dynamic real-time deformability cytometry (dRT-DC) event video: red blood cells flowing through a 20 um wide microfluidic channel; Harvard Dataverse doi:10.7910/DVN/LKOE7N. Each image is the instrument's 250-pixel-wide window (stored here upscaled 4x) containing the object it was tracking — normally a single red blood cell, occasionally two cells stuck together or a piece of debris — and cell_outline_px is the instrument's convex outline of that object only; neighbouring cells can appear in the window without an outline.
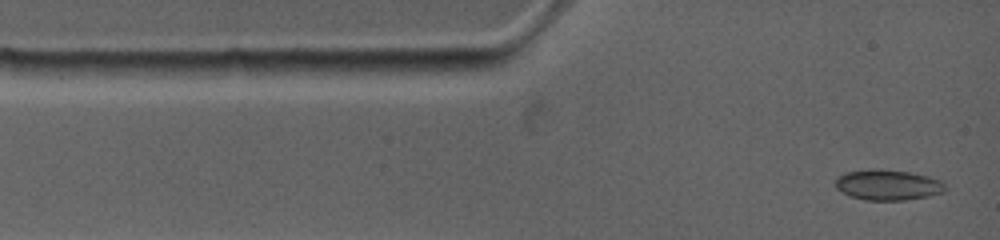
{"species": "common noctule bat (a hibernating species)", "species_latin": "Nyctalus noctula", "temperature_condition": "warm", "stored_images_in_passage": 18, "camera_frame_rate_fps": 4500, "um_per_image_px": 0.085, "animal": {"sex": "female", "body_mass_g": 19.0, "forearm_length_mm": 53.3}, "frame": {"image": 1, "passage_image": 1, "time_ms": 0.0, "image_size_px": [1000, 240], "cell_outline_px": [[944, 192], [904, 200], [864, 200], [848, 196], [836, 188], [836, 176], [844, 172], [868, 168], [880, 168], [908, 172], [928, 176], [944, 180]], "centroid_in_image_um": [75.41, 15.69], "position_along_channel_um": 9.6, "area_um2": 19.77}}
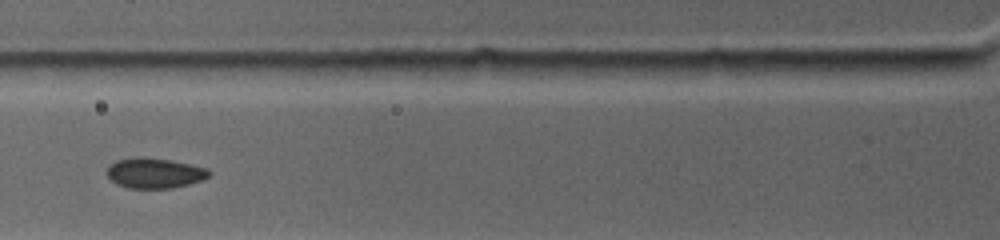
{"frame": {"image": 2, "passage_image": 11, "time_ms": 3.556, "image_size_px": [1000, 240], "cell_outline_px": [[212, 172], [204, 180], [172, 188], [128, 188], [116, 184], [104, 172], [112, 164], [120, 160], [168, 160], [188, 164], [204, 168]], "centroid_in_image_um": [13.17, 14.77], "position_along_channel_um": 112.6, "area_um2": 17.05}}
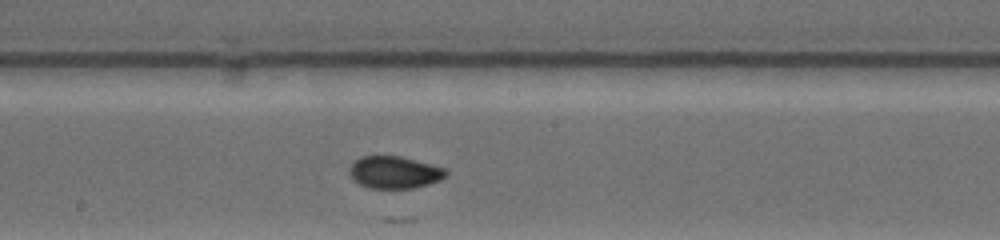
{"frame": {"image": 3, "passage_image": 18, "time_ms": 6.222, "image_size_px": [1000, 240], "cell_outline_px": [[448, 176], [440, 180], [416, 188], [368, 188], [352, 180], [348, 172], [348, 168], [356, 160], [364, 156], [400, 156], [444, 168], [448, 172]], "centroid_in_image_um": [33.51, 14.66], "position_along_channel_um": 214.7, "area_um2": 18.15}}